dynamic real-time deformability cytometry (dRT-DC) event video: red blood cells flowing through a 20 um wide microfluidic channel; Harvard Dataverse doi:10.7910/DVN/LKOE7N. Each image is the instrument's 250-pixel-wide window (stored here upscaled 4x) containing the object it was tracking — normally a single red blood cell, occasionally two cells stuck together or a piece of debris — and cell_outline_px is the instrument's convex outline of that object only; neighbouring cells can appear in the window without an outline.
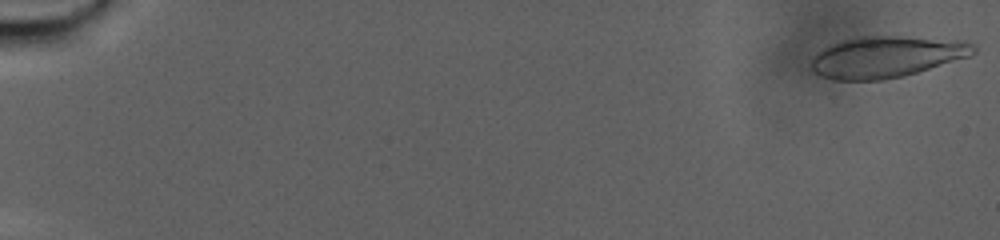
{"species": "human", "species_latin": "Homo sapiens", "temperature_condition": "warm", "stored_images_in_passage": 92, "camera_frame_rate_fps": 3000, "um_per_image_px": 0.085, "donor": {"sex": "male"}, "frame": {"image": 1, "passage_image": 1, "time_ms": 0.0, "image_size_px": [1000, 240], "cell_outline_px": [[976, 52], [968, 56], [904, 76], [884, 80], [832, 80], [820, 76], [812, 68], [812, 56], [816, 52], [840, 40], [864, 36], [900, 36], [964, 40], [972, 44], [976, 48]], "centroid_in_image_um": [75.32, 4.83], "position_along_channel_um": 9.7, "area_um2": 39.07}}
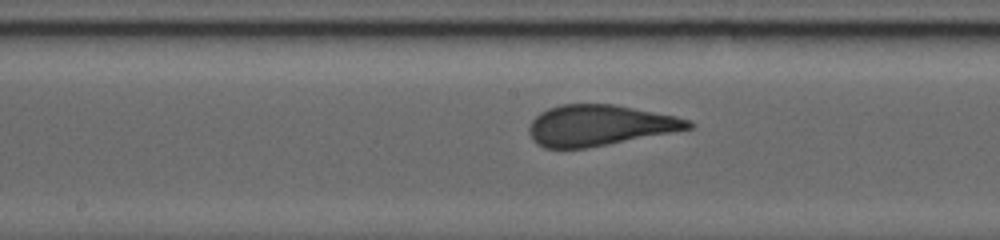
{"frame": {"image": 2, "passage_image": 51, "time_ms": 16.667, "image_size_px": [1000, 240], "cell_outline_px": [[696, 124], [692, 128], [588, 148], [544, 148], [536, 144], [532, 140], [528, 132], [528, 128], [532, 120], [540, 112], [548, 108], [564, 104], [612, 104], [676, 116], [692, 120]], "centroid_in_image_um": [50.94, 10.66], "position_along_channel_um": 197.3, "area_um2": 37.86}}
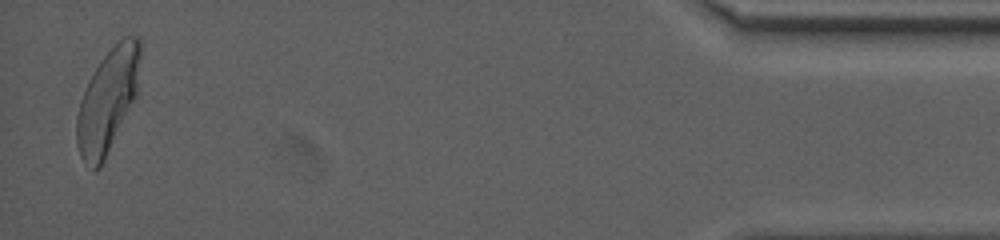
{"frame": {"image": 3, "passage_image": 90, "time_ms": 29.667, "image_size_px": [1000, 240], "cell_outline_px": [[140, 56], [136, 96], [100, 168], [92, 172], [84, 164], [80, 156], [76, 144], [76, 116], [80, 100], [88, 80], [100, 60], [124, 36], [140, 36]], "centroid_in_image_um": [9.12, 8.59], "position_along_channel_um": 426.1, "area_um2": 38.15}, "authors_computed_cell_mechanics": {"area_um2": 38.0035, "velocity_mm_per_s": 2.3198, "shape_relaxation_time_tau1_ms": 9.5018, "shape_relaxation_time_tau2_ms": null, "deformation_change_tau1": 0.2301, "deformation_change_tau2": null}}